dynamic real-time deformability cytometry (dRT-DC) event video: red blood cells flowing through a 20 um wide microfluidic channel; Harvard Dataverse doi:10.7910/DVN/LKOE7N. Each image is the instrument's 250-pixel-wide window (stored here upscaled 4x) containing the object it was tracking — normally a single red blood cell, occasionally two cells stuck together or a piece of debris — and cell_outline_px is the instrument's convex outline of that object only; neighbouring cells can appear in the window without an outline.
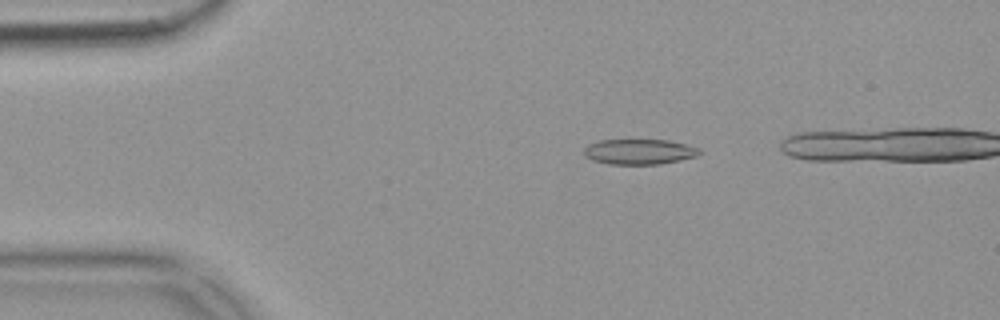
{"species": "common noctule bat (a hibernating species)", "species_latin": "Nyctalus noctula", "temperature_condition": "warm", "stored_images_in_passage": 42, "camera_frame_rate_fps": 3000, "um_per_image_px": 0.085, "animal": {"sex": "female", "body_mass_g": 18.4}, "frame": {"image": 1, "passage_image": 5, "time_ms": 1.333, "image_size_px": [1000, 320], "cell_outline_px": [[700, 156], [660, 164], [608, 164], [592, 160], [584, 156], [584, 148], [588, 144], [600, 140], [668, 140], [700, 148]], "centroid_in_image_um": [54.33, 12.9], "position_along_channel_um": 30.7, "area_um2": 17.11}}
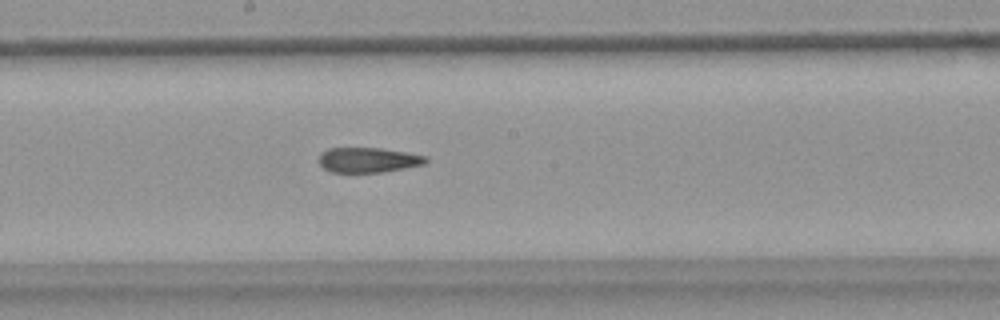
{"frame": {"image": 2, "passage_image": 24, "time_ms": 7.667, "image_size_px": [1000, 320], "cell_outline_px": [[428, 160], [424, 164], [384, 172], [332, 172], [324, 168], [320, 164], [320, 152], [328, 148], [380, 148], [428, 156]], "centroid_in_image_um": [31.3, 13.59], "position_along_channel_um": 216.9, "area_um2": 15.49}}
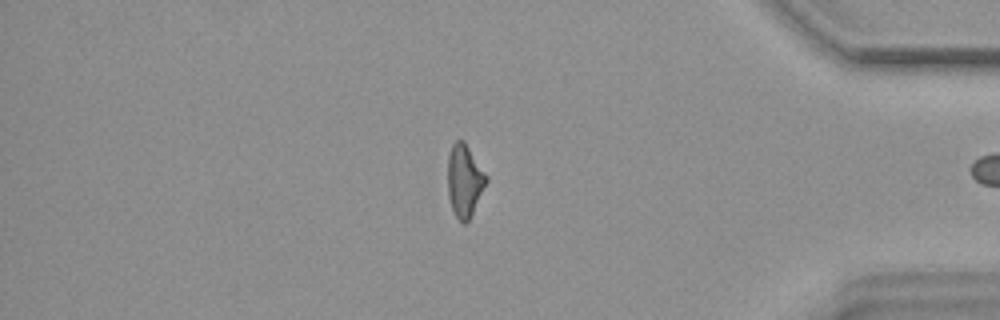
{"frame": {"image": 3, "passage_image": 41, "time_ms": 13.333, "image_size_px": [1000, 320], "cell_outline_px": [[488, 180], [472, 216], [464, 224], [456, 216], [452, 208], [448, 196], [448, 156], [452, 144], [456, 140], [464, 140], [488, 176]], "centroid_in_image_um": [39.5, 15.34], "position_along_channel_um": 395.7, "area_um2": 16.36}, "authors_computed_cell_mechanics": {"area_um2": 16.9065, "velocity_mm_per_s": 3.7041, "shape_relaxation_time_tau1_ms": 9.6625, "shape_relaxation_time_tau2_ms": 3.9057, "deformation_change_tau1": 0.215, "deformation_change_tau2": 0.1211}}